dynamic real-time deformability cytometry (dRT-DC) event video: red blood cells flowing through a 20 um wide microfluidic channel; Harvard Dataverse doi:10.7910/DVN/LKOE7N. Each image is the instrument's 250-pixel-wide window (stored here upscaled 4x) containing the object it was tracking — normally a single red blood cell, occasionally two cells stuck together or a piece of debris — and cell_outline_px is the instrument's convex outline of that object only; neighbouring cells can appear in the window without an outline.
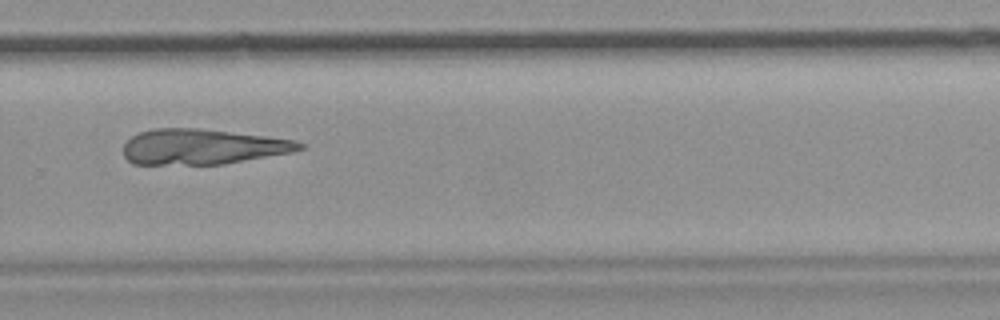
{"species": "common noctule bat (a hibernating species)", "species_latin": "Nyctalus noctula", "temperature_condition": "room temperature", "stored_images_in_passage": 32, "camera_frame_rate_fps": 3000, "um_per_image_px": 0.085, "animal": {"sex": "female", "body_mass_g": 19.9}, "frame": {"image": 1, "passage_image": 25, "time_ms": 8.0, "image_size_px": [1000, 320], "cell_outline_px": [[304, 148], [292, 152], [224, 164], [132, 164], [124, 156], [124, 144], [132, 136], [140, 132], [152, 128], [200, 128], [296, 140], [304, 144]], "centroid_in_image_um": [17.2, 12.47], "position_along_channel_um": 312.6, "area_um2": 36.24}}